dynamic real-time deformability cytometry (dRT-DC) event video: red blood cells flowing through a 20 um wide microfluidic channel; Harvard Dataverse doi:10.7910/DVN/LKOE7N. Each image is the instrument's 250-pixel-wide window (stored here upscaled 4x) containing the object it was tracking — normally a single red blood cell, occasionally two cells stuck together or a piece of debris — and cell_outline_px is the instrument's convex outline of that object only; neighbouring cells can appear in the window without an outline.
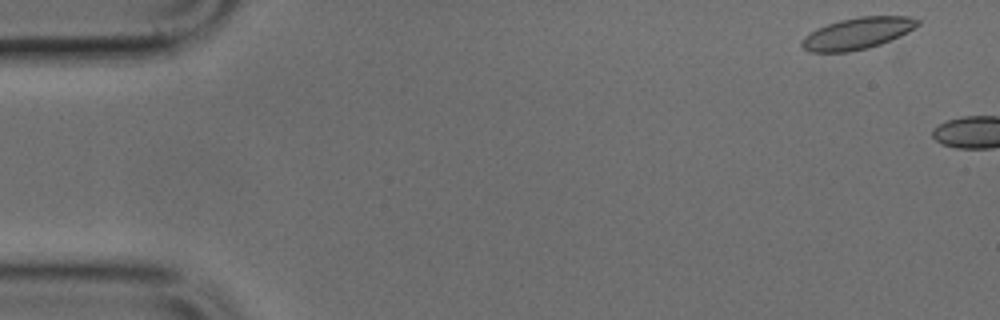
{"species": "common noctule bat (a hibernating species)", "species_latin": "Nyctalus noctula", "temperature_condition": "cold", "stored_images_in_passage": 5, "camera_frame_rate_fps": 3000, "um_per_image_px": 0.085, "animal": {"sex": "male", "body_mass_g": 17.9, "forearm_length_mm": 54.2}, "frame": {"image": 1, "passage_image": 2, "time_ms": 0.333, "image_size_px": [1000, 320], "cell_outline_px": [[920, 24], [908, 32], [900, 36], [880, 44], [868, 48], [848, 52], [812, 52], [804, 48], [800, 44], [800, 40], [804, 36], [816, 28], [840, 20], [860, 16], [908, 16], [920, 20]], "centroid_in_image_um": [72.88, 2.83], "position_along_channel_um": 12.1, "area_um2": 21.39}}